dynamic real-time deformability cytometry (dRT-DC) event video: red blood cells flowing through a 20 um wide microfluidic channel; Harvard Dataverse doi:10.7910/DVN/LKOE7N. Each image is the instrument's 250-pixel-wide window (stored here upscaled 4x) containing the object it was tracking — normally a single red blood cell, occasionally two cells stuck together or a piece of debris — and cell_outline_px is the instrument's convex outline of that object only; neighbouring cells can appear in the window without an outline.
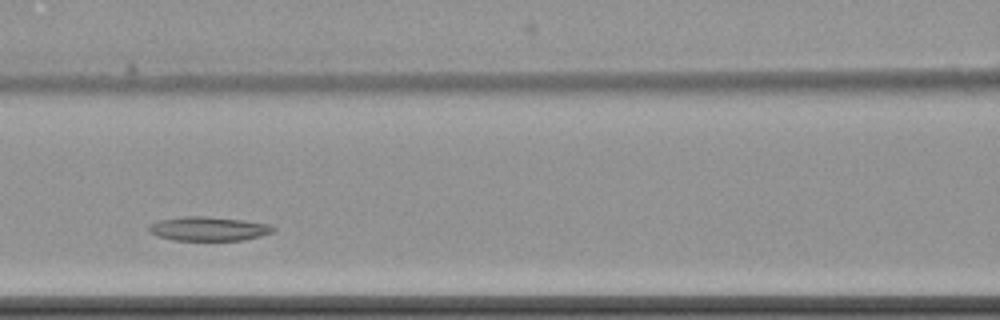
{"species": "common noctule bat (a hibernating species)", "species_latin": "Nyctalus noctula", "temperature_condition": "cold", "stored_images_in_passage": 10, "camera_frame_rate_fps": 3000, "um_per_image_px": 0.085, "animal": {"sex": "female", "body_mass_g": 22.7, "forearm_length_mm": 54.2}, "frame": {"image": 1, "passage_image": 4, "time_ms": 3.667, "image_size_px": [1000, 320], "cell_outline_px": [[276, 228], [272, 232], [260, 236], [244, 240], [172, 240], [160, 236], [152, 232], [148, 228], [148, 224], [160, 220], [184, 216], [208, 216], [244, 220], [272, 224]], "centroid_in_image_um": [17.77, 19.43], "position_along_channel_um": 148.8, "area_um2": 17.46}}
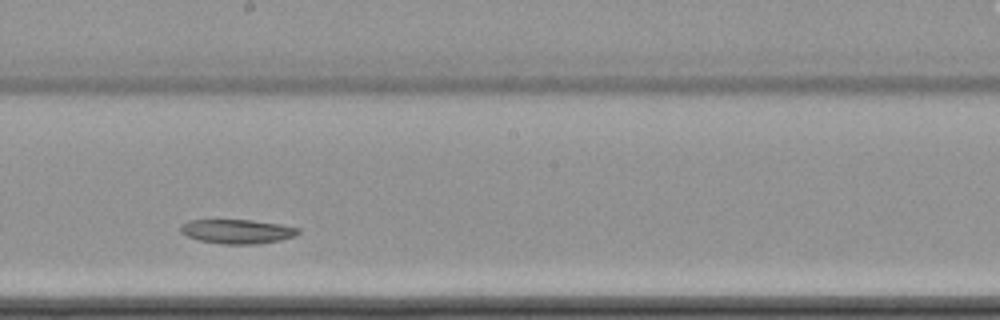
{"frame": {"image": 2, "passage_image": 6, "time_ms": 6.0, "image_size_px": [1000, 320], "cell_outline_px": [[300, 232], [292, 236], [280, 240], [256, 244], [220, 244], [200, 240], [188, 236], [180, 232], [180, 224], [188, 220], [252, 220], [280, 224], [300, 228]], "centroid_in_image_um": [20.14, 19.66], "position_along_channel_um": 228.1, "area_um2": 16.59}}
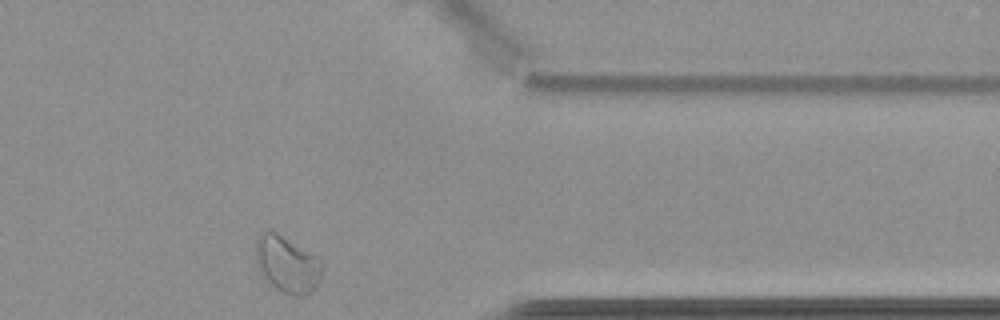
{"frame": {"image": 3, "passage_image": 10, "time_ms": 11.0, "image_size_px": [1000, 320], "cell_outline_px": [[324, 264], [320, 276], [312, 292], [304, 296], [292, 296], [276, 288], [260, 272], [256, 264], [256, 240], [260, 232], [268, 228], [276, 232], [320, 260]], "centroid_in_image_um": [24.38, 22.46], "position_along_channel_um": 387.0, "area_um2": 21.56}, "authors_computed_cell_mechanics": {"area_um2": 17.7446, "velocity_mm_per_s": 3.4082, "shape_relaxation_time_tau1_ms": null, "shape_relaxation_time_tau2_ms": 0.685, "deformation_change_tau1": null, "deformation_change_tau2": 0.0135}}